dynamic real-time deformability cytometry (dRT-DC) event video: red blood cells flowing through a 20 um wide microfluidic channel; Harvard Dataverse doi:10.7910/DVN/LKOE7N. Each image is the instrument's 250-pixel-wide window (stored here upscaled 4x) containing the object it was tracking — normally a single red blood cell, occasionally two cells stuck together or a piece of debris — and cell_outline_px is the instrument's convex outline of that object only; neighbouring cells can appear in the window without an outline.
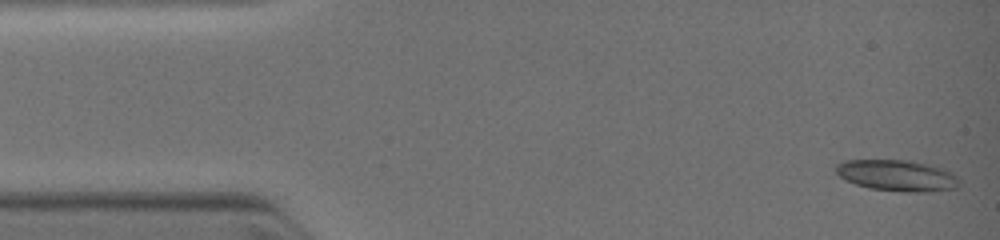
{"species": "common noctule bat (a hibernating species)", "species_latin": "Nyctalus noctula", "temperature_condition": "warm", "stored_images_in_passage": 5, "camera_frame_rate_fps": 3000, "um_per_image_px": 0.085, "animal": {"sex": "female", "body_mass_g": 19.0, "forearm_length_mm": 51.5}, "frame": {"image": 1, "passage_image": 1, "time_ms": 0.0, "image_size_px": [1000, 240], "cell_outline_px": [[956, 184], [952, 188], [924, 192], [908, 192], [868, 188], [856, 184], [840, 176], [836, 172], [836, 168], [840, 164], [848, 160], [904, 160], [940, 168], [956, 176]], "centroid_in_image_um": [76.18, 14.92], "position_along_channel_um": 8.8, "area_um2": 21.44}}
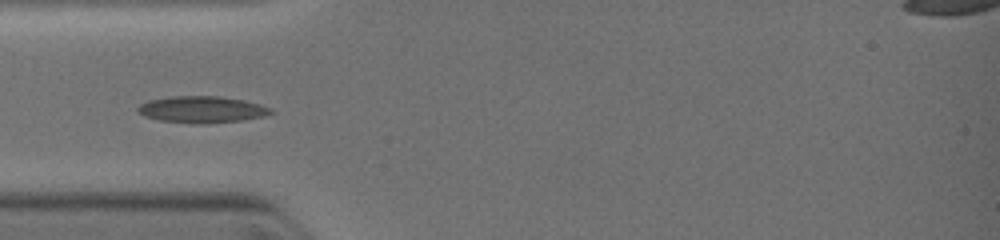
{"frame": {"image": 2, "passage_image": 4, "time_ms": 3.333, "image_size_px": [1000, 240], "cell_outline_px": [[272, 112], [264, 116], [240, 120], [208, 124], [196, 124], [160, 120], [144, 116], [136, 108], [140, 104], [148, 100], [168, 96], [220, 96], [244, 100], [260, 104], [272, 108]], "centroid_in_image_um": [17.15, 9.3], "position_along_channel_um": 67.9, "area_um2": 20.69}}